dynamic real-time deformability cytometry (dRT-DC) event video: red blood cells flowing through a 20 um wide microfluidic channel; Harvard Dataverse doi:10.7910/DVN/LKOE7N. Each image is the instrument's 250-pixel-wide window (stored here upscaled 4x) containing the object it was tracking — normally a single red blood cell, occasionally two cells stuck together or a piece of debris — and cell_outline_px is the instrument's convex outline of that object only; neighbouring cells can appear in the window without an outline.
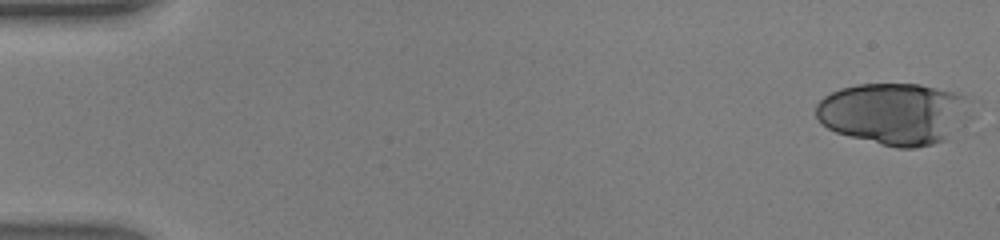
{"species": "human", "species_latin": "Homo sapiens", "temperature_condition": "warm", "stored_images_in_passage": 23, "camera_frame_rate_fps": 3000, "um_per_image_px": 0.085, "donor": {"sex": "male"}, "frame": {"image": 1, "passage_image": 1, "time_ms": 0.0, "image_size_px": [1000, 240], "cell_outline_px": [[972, 100], [968, 120], [964, 124], [944, 140], [932, 144], [916, 148], [896, 148], [848, 136], [836, 132], [828, 128], [816, 116], [816, 104], [824, 96], [840, 88], [856, 84], [920, 84], [956, 92]], "centroid_in_image_um": [76.04, 9.65], "position_along_channel_um": 9.0, "area_um2": 56.12}}
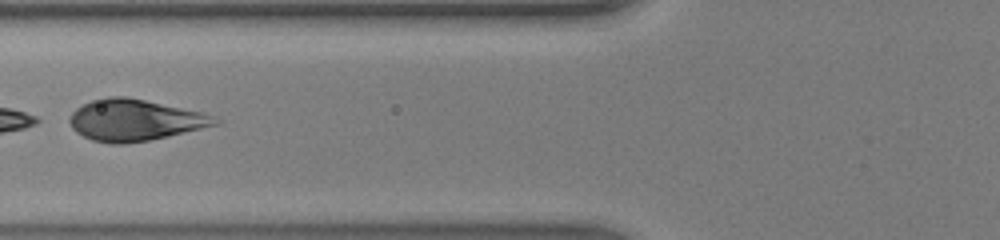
{"frame": {"image": 2, "passage_image": 20, "time_ms": 6.333, "image_size_px": [1000, 240], "cell_outline_px": [[220, 124], [168, 136], [148, 140], [124, 144], [108, 144], [92, 140], [76, 132], [72, 128], [68, 120], [72, 112], [76, 108], [92, 100], [108, 96], [128, 96], [204, 112], [220, 120]], "centroid_in_image_um": [11.45, 10.2], "position_along_channel_um": 114.3, "area_um2": 35.26}}